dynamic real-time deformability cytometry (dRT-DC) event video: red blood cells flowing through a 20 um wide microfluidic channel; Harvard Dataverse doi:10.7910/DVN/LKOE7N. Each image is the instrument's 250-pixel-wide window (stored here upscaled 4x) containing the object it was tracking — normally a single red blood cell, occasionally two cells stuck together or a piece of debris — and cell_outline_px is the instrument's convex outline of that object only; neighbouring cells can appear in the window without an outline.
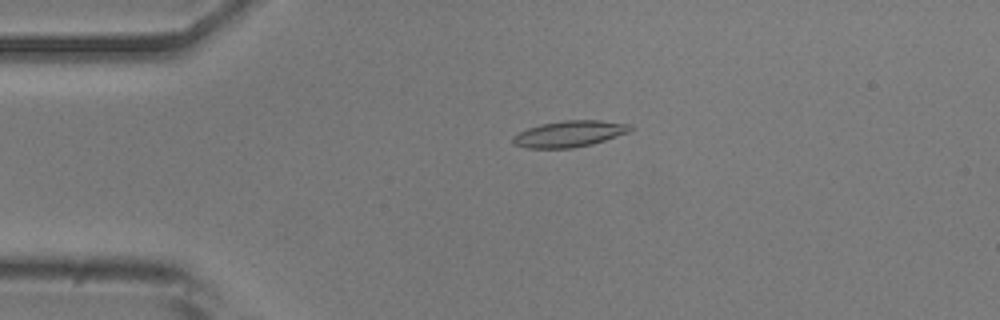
{"species": "common noctule bat (a hibernating species)", "species_latin": "Nyctalus noctula", "temperature_condition": "room temperature", "stored_images_in_passage": 51, "camera_frame_rate_fps": 3000, "um_per_image_px": 0.085, "animal": {"sex": "male", "body_mass_g": 20.5, "forearm_length_mm": 52.5}, "frame": {"image": 1, "passage_image": 12, "time_ms": 3.667, "image_size_px": [1000, 320], "cell_outline_px": [[632, 128], [628, 132], [592, 144], [572, 148], [528, 148], [512, 144], [512, 136], [528, 128], [540, 124], [564, 120], [600, 120], [628, 124]], "centroid_in_image_um": [48.35, 11.37], "position_along_channel_um": 36.7, "area_um2": 17.8}}
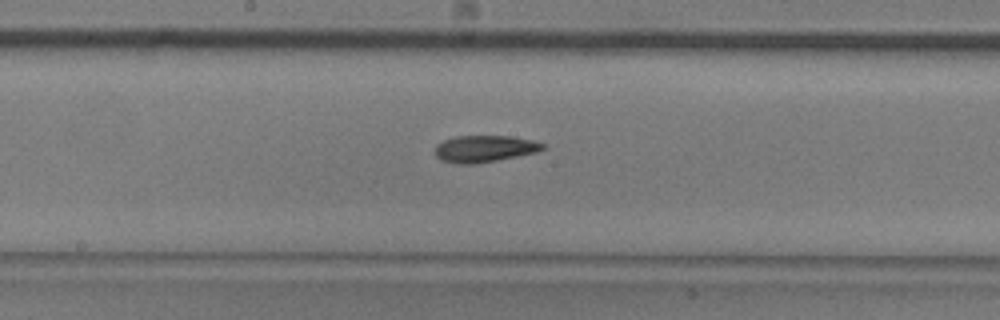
{"frame": {"image": 2, "passage_image": 28, "time_ms": 9.0, "image_size_px": [1000, 320], "cell_outline_px": [[544, 148], [536, 152], [476, 164], [460, 164], [440, 160], [436, 156], [436, 144], [444, 140], [456, 136], [512, 136], [532, 140], [544, 144]], "centroid_in_image_um": [41.15, 12.64], "position_along_channel_um": 207.0, "area_um2": 16.65}}
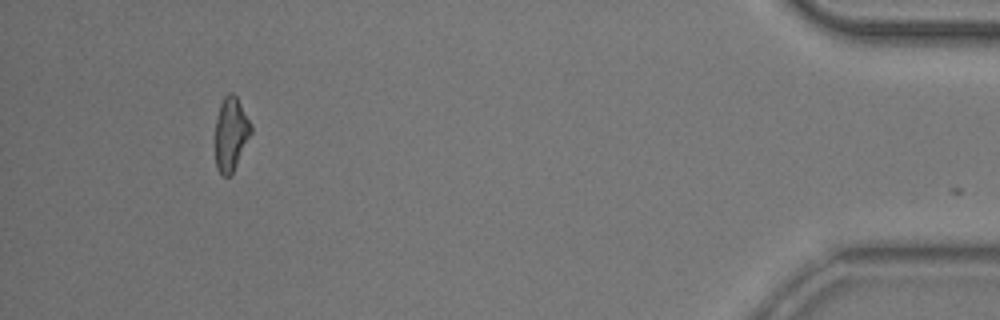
{"frame": {"image": 3, "passage_image": 50, "time_ms": 16.333, "image_size_px": [1000, 320], "cell_outline_px": [[252, 132], [232, 172], [228, 176], [224, 176], [216, 168], [216, 116], [220, 104], [224, 96], [228, 92], [232, 92], [236, 96], [252, 124]], "centroid_in_image_um": [19.63, 11.33], "position_along_channel_um": 415.6, "area_um2": 15.14}, "authors_computed_cell_mechanics": {"area_um2": 16.7042, "velocity_mm_per_s": 3.7819, "shape_relaxation_time_tau1_ms": 4.7045, "shape_relaxation_time_tau2_ms": null, "deformation_change_tau1": 0.1314, "deformation_change_tau2": null}}